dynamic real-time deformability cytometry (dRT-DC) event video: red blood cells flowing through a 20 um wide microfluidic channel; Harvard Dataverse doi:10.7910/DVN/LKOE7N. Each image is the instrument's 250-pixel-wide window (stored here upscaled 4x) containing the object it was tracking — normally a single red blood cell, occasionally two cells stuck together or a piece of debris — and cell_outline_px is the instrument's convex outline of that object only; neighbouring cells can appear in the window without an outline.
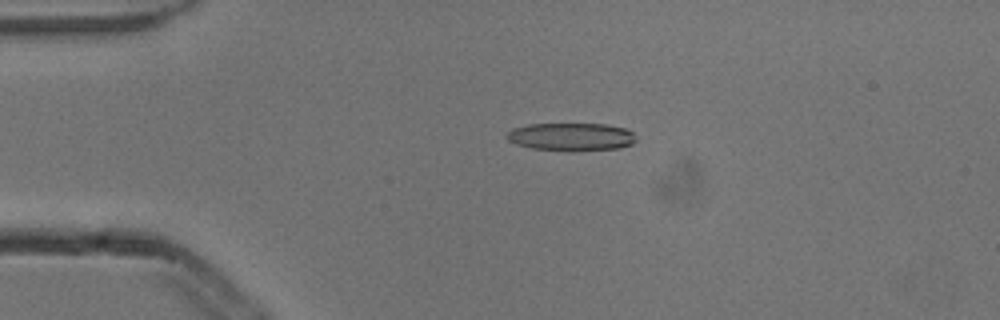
{"species": "common noctule bat (a hibernating species)", "species_latin": "Nyctalus noctula", "temperature_condition": "cold", "stored_images_in_passage": 4, "camera_frame_rate_fps": 3000, "um_per_image_px": 0.085, "animal": {"sex": "male", "body_mass_g": 13.3}, "frame": {"image": 1, "passage_image": 3, "time_ms": 0.667, "image_size_px": [1000, 320], "cell_outline_px": [[636, 140], [632, 144], [620, 148], [572, 152], [532, 148], [516, 144], [508, 140], [504, 136], [512, 128], [528, 124], [604, 124], [624, 128], [632, 132], [636, 136]], "centroid_in_image_um": [48.54, 11.64], "position_along_channel_um": 36.5, "area_um2": 21.33}}
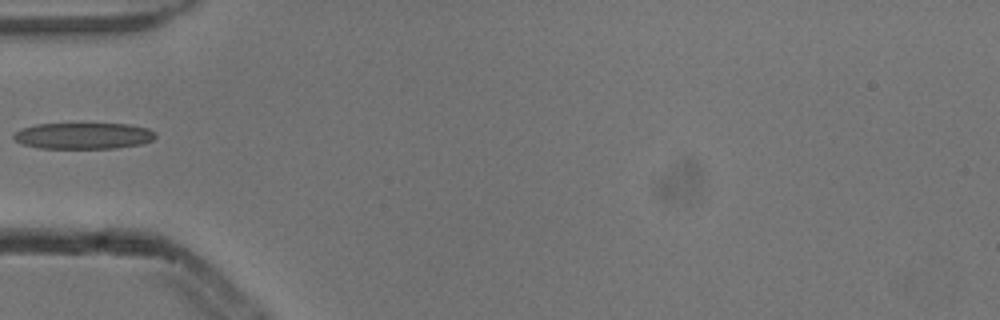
{"frame": {"image": 2, "passage_image": 4, "time_ms": 1.0, "image_size_px": [1000, 320], "cell_outline_px": [[156, 136], [152, 140], [140, 144], [116, 148], [40, 148], [24, 144], [16, 140], [12, 136], [20, 128], [36, 124], [128, 124], [148, 128], [156, 132]], "centroid_in_image_um": [7.1, 11.54], "position_along_channel_um": 77.9, "area_um2": 21.62}}